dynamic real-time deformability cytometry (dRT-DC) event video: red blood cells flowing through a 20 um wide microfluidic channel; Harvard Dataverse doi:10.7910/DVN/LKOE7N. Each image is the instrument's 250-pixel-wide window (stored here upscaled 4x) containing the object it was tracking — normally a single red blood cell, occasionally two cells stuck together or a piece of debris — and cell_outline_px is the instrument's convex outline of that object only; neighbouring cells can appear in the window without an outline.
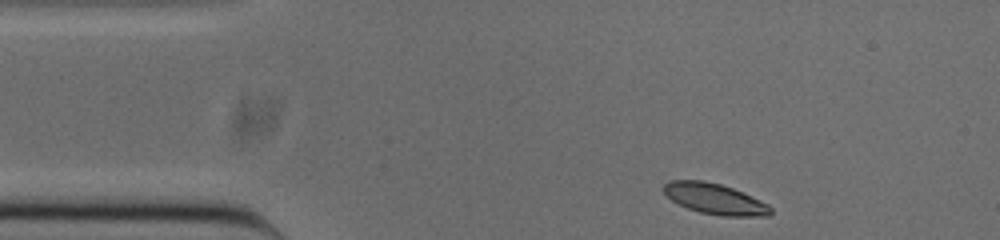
{"species": "common noctule bat (a hibernating species)", "species_latin": "Nyctalus noctula", "temperature_condition": "cold", "stored_images_in_passage": 46, "camera_frame_rate_fps": 3000, "um_per_image_px": 0.085, "animal": {"sex": "male", "body_mass_g": 20.0, "forearm_length_mm": 53.3}, "frame": {"image": 1, "passage_image": 1, "time_ms": 0.0, "image_size_px": [1000, 240], "cell_outline_px": [[772, 212], [768, 216], [720, 216], [700, 212], [688, 208], [672, 200], [664, 192], [664, 184], [668, 180], [704, 180], [720, 184], [732, 188], [768, 204], [772, 208]], "centroid_in_image_um": [60.76, 16.9], "position_along_channel_um": 24.2, "area_um2": 18.96}}
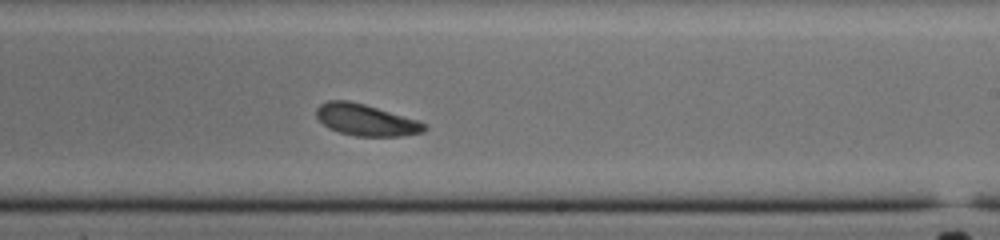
{"frame": {"image": 2, "passage_image": 24, "time_ms": 7.667, "image_size_px": [1000, 240], "cell_outline_px": [[428, 128], [424, 132], [400, 136], [356, 136], [340, 132], [328, 128], [316, 116], [316, 108], [320, 104], [328, 100], [348, 100], [364, 104], [420, 120], [428, 124]], "centroid_in_image_um": [31.14, 10.19], "position_along_channel_um": 257.9, "area_um2": 20.0}}
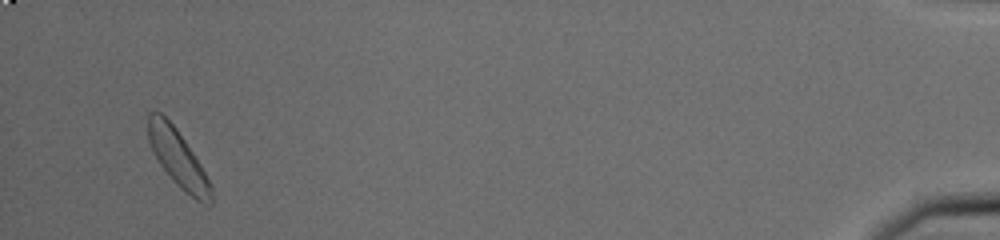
{"frame": {"image": 3, "passage_image": 44, "time_ms": 14.333, "image_size_px": [1000, 240], "cell_outline_px": [[212, 204], [208, 208], [184, 192], [172, 180], [160, 164], [148, 140], [148, 112], [160, 112], [176, 128], [200, 164], [212, 184]], "centroid_in_image_um": [15.17, 13.53], "position_along_channel_um": 420.0, "area_um2": 20.87}, "authors_computed_cell_mechanics": {"area_um2": 20.1144, "velocity_mm_per_s": 3.7782, "shape_relaxation_time_tau1_ms": 2.2501, "shape_relaxation_time_tau2_ms": 2.731, "deformation_change_tau1": 0.11, "deformation_change_tau2": 0.0754}}